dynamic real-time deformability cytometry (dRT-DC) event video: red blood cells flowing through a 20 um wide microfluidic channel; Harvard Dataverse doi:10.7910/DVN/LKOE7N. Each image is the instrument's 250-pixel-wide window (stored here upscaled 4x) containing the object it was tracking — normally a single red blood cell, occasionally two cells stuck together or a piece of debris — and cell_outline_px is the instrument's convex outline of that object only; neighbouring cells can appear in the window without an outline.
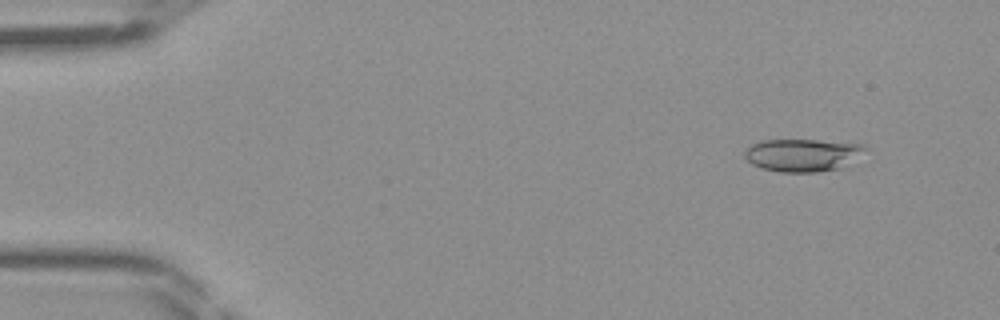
{"species": "Egyptian fruit bat (a non-hibernating species)", "species_latin": "Rousettus aegyptiacus", "temperature_condition": "room temperature", "stored_images_in_passage": 13, "camera_frame_rate_fps": 3000, "um_per_image_px": 0.085, "frame": {"image": 1, "passage_image": 3, "time_ms": 0.667, "image_size_px": [1000, 320], "cell_outline_px": [[868, 148], [840, 168], [816, 172], [780, 172], [764, 168], [752, 164], [744, 156], [744, 148], [752, 144], [764, 140], [816, 140], [860, 144]], "centroid_in_image_um": [68.15, 13.17], "position_along_channel_um": 16.9, "area_um2": 22.54}}